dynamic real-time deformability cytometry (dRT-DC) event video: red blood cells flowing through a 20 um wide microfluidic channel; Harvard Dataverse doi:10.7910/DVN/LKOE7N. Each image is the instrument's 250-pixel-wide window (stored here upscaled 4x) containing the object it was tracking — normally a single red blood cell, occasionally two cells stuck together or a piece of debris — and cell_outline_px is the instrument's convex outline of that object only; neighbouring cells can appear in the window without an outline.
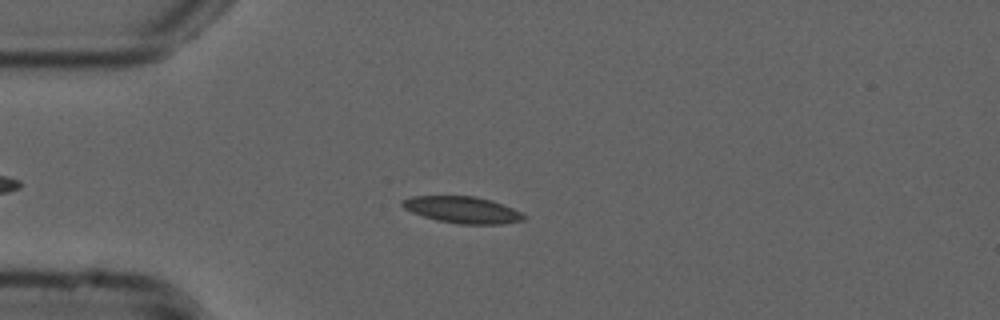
{"species": "common noctule bat (a hibernating species)", "species_latin": "Nyctalus noctula", "temperature_condition": "cold", "stored_images_in_passage": 49, "camera_frame_rate_fps": 3000, "um_per_image_px": 0.085, "animal": {"sex": "male", "forearm_length_mm": 52.5}, "frame": {"image": 1, "passage_image": 13, "time_ms": 4.0, "image_size_px": [1000, 320], "cell_outline_px": [[528, 216], [524, 220], [500, 224], [460, 224], [436, 220], [412, 212], [404, 208], [400, 204], [400, 200], [412, 196], [476, 196], [492, 200], [512, 208]], "centroid_in_image_um": [39.3, 17.83], "position_along_channel_um": 45.7, "area_um2": 18.9}}
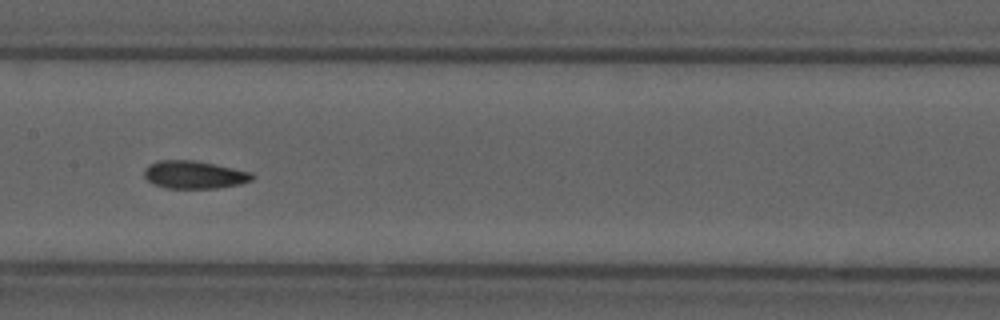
{"frame": {"image": 2, "passage_image": 26, "time_ms": 8.333, "image_size_px": [1000, 320], "cell_outline_px": [[256, 176], [252, 180], [240, 184], [216, 188], [168, 188], [152, 184], [144, 176], [144, 168], [148, 164], [160, 160], [196, 160], [252, 172]], "centroid_in_image_um": [16.51, 14.84], "position_along_channel_um": 190.9, "area_um2": 17.63}}
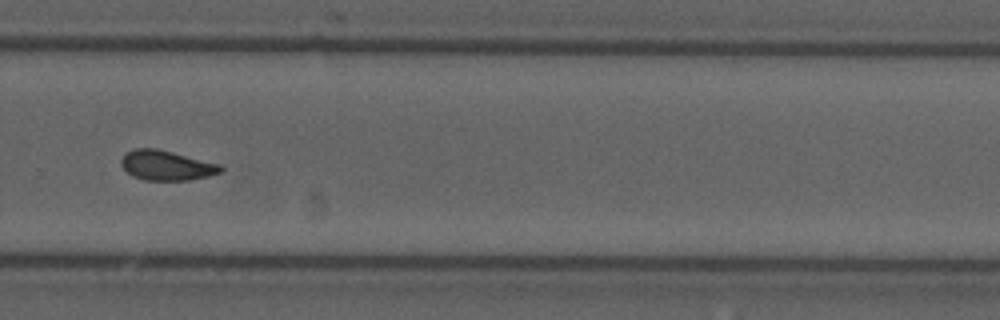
{"frame": {"image": 3, "passage_image": 36, "time_ms": 11.667, "image_size_px": [1000, 320], "cell_outline_px": [[224, 168], [220, 172], [208, 176], [188, 180], [144, 180], [132, 176], [120, 164], [120, 160], [124, 152], [132, 148], [156, 148], [220, 164]], "centroid_in_image_um": [14.1, 14.05], "position_along_channel_um": 315.7, "area_um2": 17.34}, "authors_computed_cell_mechanics": {"area_um2": 17.629, "velocity_mm_per_s": 3.7659, "shape_relaxation_time_tau1_ms": null, "shape_relaxation_time_tau2_ms": 2.4243, "deformation_change_tau1": null, "deformation_change_tau2": 0.0872}}